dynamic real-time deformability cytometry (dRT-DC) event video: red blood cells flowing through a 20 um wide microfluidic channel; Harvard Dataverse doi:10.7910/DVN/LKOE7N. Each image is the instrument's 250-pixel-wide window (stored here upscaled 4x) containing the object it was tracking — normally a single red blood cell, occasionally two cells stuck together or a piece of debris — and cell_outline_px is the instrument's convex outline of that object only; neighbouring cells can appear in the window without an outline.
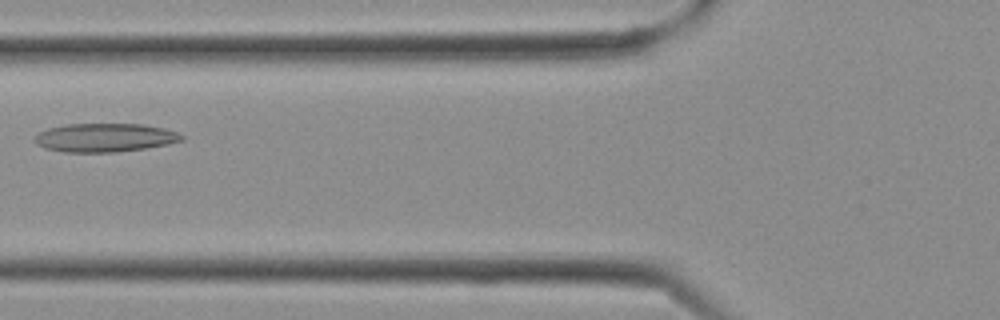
{"species": "Egyptian fruit bat (a non-hibernating species)", "species_latin": "Rousettus aegyptiacus", "temperature_condition": "cold", "stored_images_in_passage": 9, "camera_frame_rate_fps": 3000, "um_per_image_px": 0.085, "frame": {"image": 1, "passage_image": 8, "time_ms": 2.333, "image_size_px": [1000, 320], "cell_outline_px": [[184, 140], [168, 144], [144, 148], [116, 152], [64, 152], [44, 148], [36, 144], [32, 140], [40, 132], [48, 128], [68, 124], [144, 124], [164, 128], [176, 132], [184, 136]], "centroid_in_image_um": [8.9, 11.7], "position_along_channel_um": 116.9, "area_um2": 24.51}}